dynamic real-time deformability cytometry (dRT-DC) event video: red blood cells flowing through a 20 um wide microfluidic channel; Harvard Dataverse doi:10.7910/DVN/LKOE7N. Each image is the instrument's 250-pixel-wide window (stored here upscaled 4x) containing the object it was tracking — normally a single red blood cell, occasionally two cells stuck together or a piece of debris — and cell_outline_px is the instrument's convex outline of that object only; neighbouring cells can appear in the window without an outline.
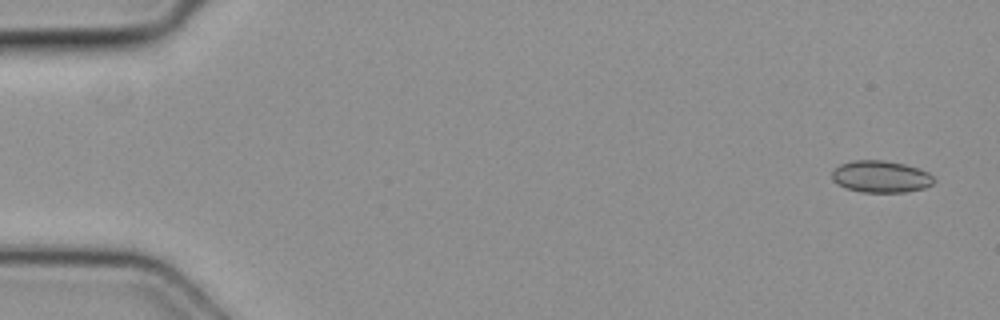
{"species": "common noctule bat (a hibernating species)", "species_latin": "Nyctalus noctula", "temperature_condition": "cold", "stored_images_in_passage": 7, "camera_frame_rate_fps": 3000, "um_per_image_px": 0.085, "animal": {"sex": "female", "body_mass_g": 19.3, "forearm_length_mm": 54.1}, "frame": {"image": 1, "passage_image": 1, "time_ms": 0.0, "image_size_px": [1000, 320], "cell_outline_px": [[936, 180], [932, 184], [924, 188], [904, 192], [860, 192], [848, 188], [832, 180], [832, 172], [840, 164], [852, 160], [884, 160], [904, 164], [928, 172]], "centroid_in_image_um": [74.88, 15.01], "position_along_channel_um": 10.1, "area_um2": 18.79}}
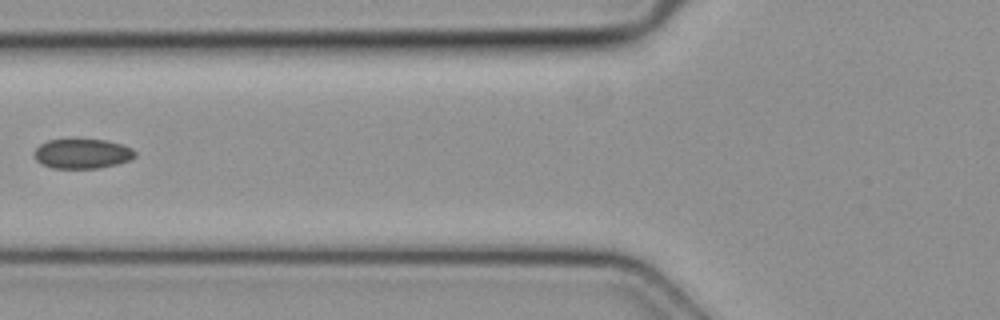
{"frame": {"image": 2, "passage_image": 6, "time_ms": 1.667, "image_size_px": [1000, 320], "cell_outline_px": [[136, 156], [132, 160], [116, 164], [96, 168], [52, 168], [40, 164], [36, 160], [36, 148], [40, 144], [48, 140], [104, 140], [124, 144], [132, 148], [136, 152]], "centroid_in_image_um": [7.03, 13.07], "position_along_channel_um": 118.8, "area_um2": 17.4}}
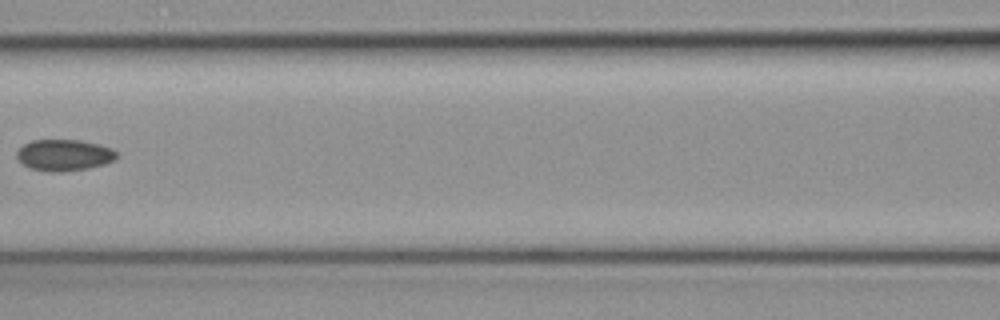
{"frame": {"image": 3, "passage_image": 7, "time_ms": 2.0, "image_size_px": [1000, 320], "cell_outline_px": [[116, 160], [104, 164], [88, 168], [60, 172], [48, 172], [28, 168], [16, 156], [16, 152], [24, 144], [32, 140], [80, 140], [100, 144], [112, 148], [116, 152]], "centroid_in_image_um": [5.45, 13.18], "position_along_channel_um": 161.1, "area_um2": 18.32}}